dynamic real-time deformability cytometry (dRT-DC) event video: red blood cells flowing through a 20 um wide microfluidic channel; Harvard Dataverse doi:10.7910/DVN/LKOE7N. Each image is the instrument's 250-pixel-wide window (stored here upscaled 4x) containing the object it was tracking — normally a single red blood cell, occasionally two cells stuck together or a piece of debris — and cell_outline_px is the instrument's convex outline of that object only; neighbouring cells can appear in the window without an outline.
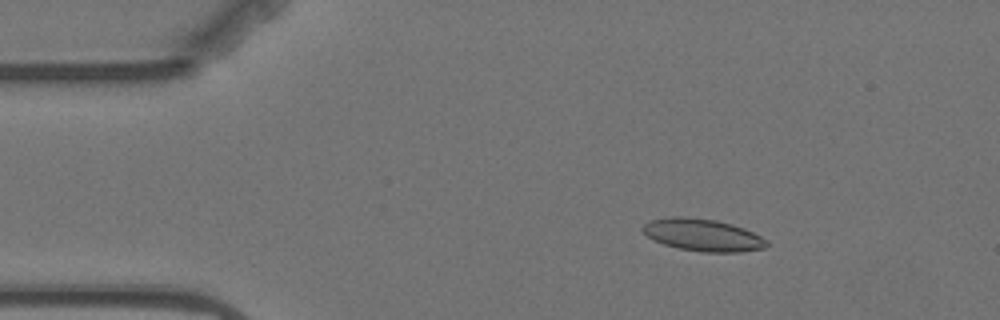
{"species": "Egyptian fruit bat (a non-hibernating species)", "species_latin": "Rousettus aegyptiacus", "temperature_condition": "warm", "stored_images_in_passage": 5, "camera_frame_rate_fps": 3000, "um_per_image_px": 0.085, "animal": {"sex": "female"}, "frame": {"image": 1, "passage_image": 2, "time_ms": 1.0, "image_size_px": [1000, 320], "cell_outline_px": [[768, 244], [764, 248], [740, 252], [704, 252], [680, 248], [664, 244], [652, 240], [640, 228], [644, 224], [652, 220], [672, 216], [684, 216], [716, 220], [732, 224], [744, 228], [768, 240]], "centroid_in_image_um": [59.73, 19.97], "position_along_channel_um": 25.3, "area_um2": 23.24}}
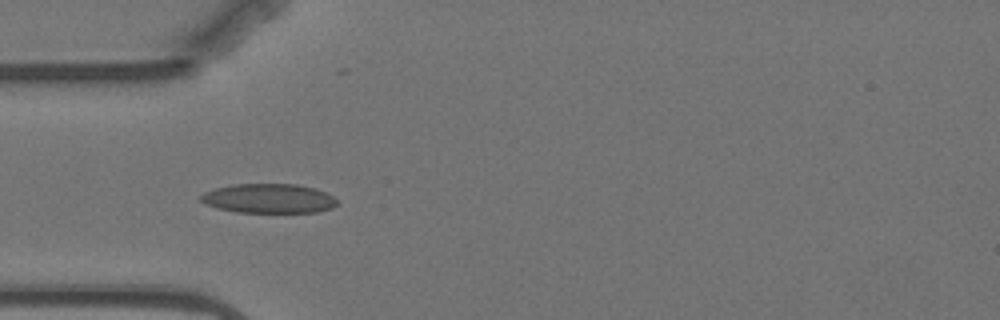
{"frame": {"image": 2, "passage_image": 4, "time_ms": 3.667, "image_size_px": [1000, 320], "cell_outline_px": [[336, 204], [332, 208], [316, 212], [236, 212], [216, 208], [204, 204], [200, 200], [200, 196], [204, 192], [216, 188], [232, 184], [296, 184], [316, 188], [332, 196], [336, 200]], "centroid_in_image_um": [22.8, 16.87], "position_along_channel_um": 62.2, "area_um2": 23.35}}
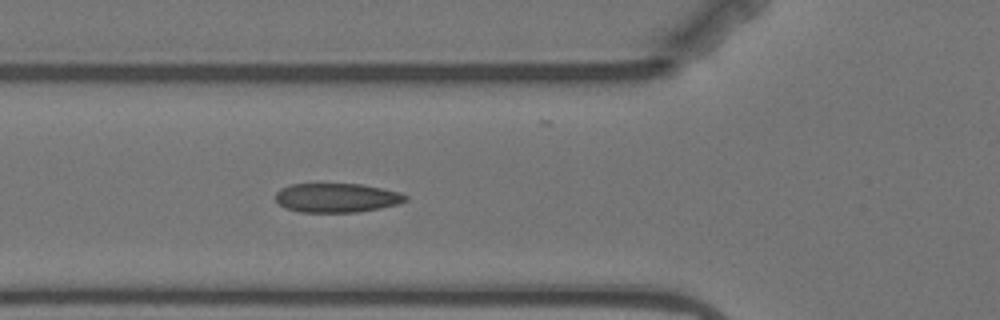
{"frame": {"image": 3, "passage_image": 5, "time_ms": 4.667, "image_size_px": [1000, 320], "cell_outline_px": [[408, 200], [396, 204], [380, 208], [356, 212], [300, 212], [288, 208], [280, 204], [276, 200], [276, 192], [280, 188], [288, 184], [360, 184], [400, 192], [408, 196]], "centroid_in_image_um": [28.62, 16.8], "position_along_channel_um": 97.2, "area_um2": 21.96}}